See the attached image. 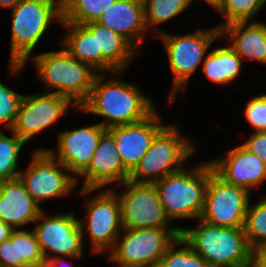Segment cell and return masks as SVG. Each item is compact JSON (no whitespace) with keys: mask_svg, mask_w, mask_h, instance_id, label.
<instances>
[{"mask_svg":"<svg viewBox=\"0 0 266 267\" xmlns=\"http://www.w3.org/2000/svg\"><path fill=\"white\" fill-rule=\"evenodd\" d=\"M249 203V192L225 182L210 164V177L200 219L224 228L243 227Z\"/></svg>","mask_w":266,"mask_h":267,"instance_id":"ba28073f","label":"cell"},{"mask_svg":"<svg viewBox=\"0 0 266 267\" xmlns=\"http://www.w3.org/2000/svg\"><path fill=\"white\" fill-rule=\"evenodd\" d=\"M116 0H62V21L85 25L97 21Z\"/></svg>","mask_w":266,"mask_h":267,"instance_id":"d4e9b609","label":"cell"},{"mask_svg":"<svg viewBox=\"0 0 266 267\" xmlns=\"http://www.w3.org/2000/svg\"><path fill=\"white\" fill-rule=\"evenodd\" d=\"M243 230L253 251L266 246V198L248 205Z\"/></svg>","mask_w":266,"mask_h":267,"instance_id":"484cf974","label":"cell"},{"mask_svg":"<svg viewBox=\"0 0 266 267\" xmlns=\"http://www.w3.org/2000/svg\"><path fill=\"white\" fill-rule=\"evenodd\" d=\"M245 116L257 132L266 131V95L250 100L245 109Z\"/></svg>","mask_w":266,"mask_h":267,"instance_id":"d6a6232c","label":"cell"},{"mask_svg":"<svg viewBox=\"0 0 266 267\" xmlns=\"http://www.w3.org/2000/svg\"><path fill=\"white\" fill-rule=\"evenodd\" d=\"M183 228H123V240L114 244L110 260L120 267H158Z\"/></svg>","mask_w":266,"mask_h":267,"instance_id":"52a82bcc","label":"cell"},{"mask_svg":"<svg viewBox=\"0 0 266 267\" xmlns=\"http://www.w3.org/2000/svg\"><path fill=\"white\" fill-rule=\"evenodd\" d=\"M84 26L96 34L97 53H102V71L121 73L138 53L125 38L100 23L94 21Z\"/></svg>","mask_w":266,"mask_h":267,"instance_id":"44dd1931","label":"cell"},{"mask_svg":"<svg viewBox=\"0 0 266 267\" xmlns=\"http://www.w3.org/2000/svg\"><path fill=\"white\" fill-rule=\"evenodd\" d=\"M63 262H65V261H63V260L60 261V259H58L57 257L56 258L52 257L49 260H45L43 267H61L60 264L63 263Z\"/></svg>","mask_w":266,"mask_h":267,"instance_id":"74e56055","label":"cell"},{"mask_svg":"<svg viewBox=\"0 0 266 267\" xmlns=\"http://www.w3.org/2000/svg\"><path fill=\"white\" fill-rule=\"evenodd\" d=\"M69 103H73L69 98L54 93L23 96L11 131L26 143L59 116L68 114Z\"/></svg>","mask_w":266,"mask_h":267,"instance_id":"7c38bea8","label":"cell"},{"mask_svg":"<svg viewBox=\"0 0 266 267\" xmlns=\"http://www.w3.org/2000/svg\"><path fill=\"white\" fill-rule=\"evenodd\" d=\"M22 0H0V7L6 8H14L16 7Z\"/></svg>","mask_w":266,"mask_h":267,"instance_id":"f35d334b","label":"cell"},{"mask_svg":"<svg viewBox=\"0 0 266 267\" xmlns=\"http://www.w3.org/2000/svg\"><path fill=\"white\" fill-rule=\"evenodd\" d=\"M146 28L163 23L184 11L192 0H142Z\"/></svg>","mask_w":266,"mask_h":267,"instance_id":"4316f807","label":"cell"},{"mask_svg":"<svg viewBox=\"0 0 266 267\" xmlns=\"http://www.w3.org/2000/svg\"><path fill=\"white\" fill-rule=\"evenodd\" d=\"M129 175L122 164L114 136L106 130L101 136L88 169L82 174L85 184L81 192L88 194L111 182L125 183Z\"/></svg>","mask_w":266,"mask_h":267,"instance_id":"e0dca14e","label":"cell"},{"mask_svg":"<svg viewBox=\"0 0 266 267\" xmlns=\"http://www.w3.org/2000/svg\"><path fill=\"white\" fill-rule=\"evenodd\" d=\"M13 230L14 228L0 220V243L10 238Z\"/></svg>","mask_w":266,"mask_h":267,"instance_id":"8d00e7d4","label":"cell"},{"mask_svg":"<svg viewBox=\"0 0 266 267\" xmlns=\"http://www.w3.org/2000/svg\"><path fill=\"white\" fill-rule=\"evenodd\" d=\"M107 130L101 124L64 132L58 138V156L47 150L68 171L82 175L89 167L102 134Z\"/></svg>","mask_w":266,"mask_h":267,"instance_id":"2e32d148","label":"cell"},{"mask_svg":"<svg viewBox=\"0 0 266 267\" xmlns=\"http://www.w3.org/2000/svg\"><path fill=\"white\" fill-rule=\"evenodd\" d=\"M182 169L154 183L167 217L200 218L210 177V163Z\"/></svg>","mask_w":266,"mask_h":267,"instance_id":"277c9868","label":"cell"},{"mask_svg":"<svg viewBox=\"0 0 266 267\" xmlns=\"http://www.w3.org/2000/svg\"><path fill=\"white\" fill-rule=\"evenodd\" d=\"M242 146L266 164V131H255Z\"/></svg>","mask_w":266,"mask_h":267,"instance_id":"e575fe53","label":"cell"},{"mask_svg":"<svg viewBox=\"0 0 266 267\" xmlns=\"http://www.w3.org/2000/svg\"><path fill=\"white\" fill-rule=\"evenodd\" d=\"M123 184L126 191L118 196L123 228H171L167 227L169 218L159 199L155 184L128 180Z\"/></svg>","mask_w":266,"mask_h":267,"instance_id":"30bf717a","label":"cell"},{"mask_svg":"<svg viewBox=\"0 0 266 267\" xmlns=\"http://www.w3.org/2000/svg\"><path fill=\"white\" fill-rule=\"evenodd\" d=\"M58 166L68 171L47 150L42 149L35 152L25 173H19L27 192L38 205L45 199L67 195L74 187L75 176L60 171Z\"/></svg>","mask_w":266,"mask_h":267,"instance_id":"8fae6325","label":"cell"},{"mask_svg":"<svg viewBox=\"0 0 266 267\" xmlns=\"http://www.w3.org/2000/svg\"><path fill=\"white\" fill-rule=\"evenodd\" d=\"M206 3L213 6V8H216L217 11L221 12L223 9V5L225 0H204Z\"/></svg>","mask_w":266,"mask_h":267,"instance_id":"ab89813d","label":"cell"},{"mask_svg":"<svg viewBox=\"0 0 266 267\" xmlns=\"http://www.w3.org/2000/svg\"><path fill=\"white\" fill-rule=\"evenodd\" d=\"M42 212L20 178L0 182V220L14 229L37 221Z\"/></svg>","mask_w":266,"mask_h":267,"instance_id":"d6986e66","label":"cell"},{"mask_svg":"<svg viewBox=\"0 0 266 267\" xmlns=\"http://www.w3.org/2000/svg\"><path fill=\"white\" fill-rule=\"evenodd\" d=\"M13 138L7 137L0 130V182L19 177L16 171L18 154L25 142L12 132Z\"/></svg>","mask_w":266,"mask_h":267,"instance_id":"83f0119b","label":"cell"},{"mask_svg":"<svg viewBox=\"0 0 266 267\" xmlns=\"http://www.w3.org/2000/svg\"><path fill=\"white\" fill-rule=\"evenodd\" d=\"M210 164L225 182L242 187L248 192L266 179V164L242 145L231 150L224 159L212 161Z\"/></svg>","mask_w":266,"mask_h":267,"instance_id":"ac0fdd59","label":"cell"},{"mask_svg":"<svg viewBox=\"0 0 266 267\" xmlns=\"http://www.w3.org/2000/svg\"><path fill=\"white\" fill-rule=\"evenodd\" d=\"M96 22L121 35L134 48L138 45L134 40L141 42L147 30L142 0H116Z\"/></svg>","mask_w":266,"mask_h":267,"instance_id":"ffe728a7","label":"cell"},{"mask_svg":"<svg viewBox=\"0 0 266 267\" xmlns=\"http://www.w3.org/2000/svg\"><path fill=\"white\" fill-rule=\"evenodd\" d=\"M180 237L209 267H252L253 250L243 227L214 226L199 218L196 229H182Z\"/></svg>","mask_w":266,"mask_h":267,"instance_id":"7a4b0ae2","label":"cell"},{"mask_svg":"<svg viewBox=\"0 0 266 267\" xmlns=\"http://www.w3.org/2000/svg\"><path fill=\"white\" fill-rule=\"evenodd\" d=\"M266 3V0H225L222 14H225L227 22H248L250 18Z\"/></svg>","mask_w":266,"mask_h":267,"instance_id":"4dcf8cb0","label":"cell"},{"mask_svg":"<svg viewBox=\"0 0 266 267\" xmlns=\"http://www.w3.org/2000/svg\"><path fill=\"white\" fill-rule=\"evenodd\" d=\"M25 261H18L17 230L14 229L9 239L0 243V267H26Z\"/></svg>","mask_w":266,"mask_h":267,"instance_id":"836d02e7","label":"cell"},{"mask_svg":"<svg viewBox=\"0 0 266 267\" xmlns=\"http://www.w3.org/2000/svg\"><path fill=\"white\" fill-rule=\"evenodd\" d=\"M33 60L47 87L58 89L51 93L69 98L78 108L87 100L96 77L89 65L74 59L65 49L43 53Z\"/></svg>","mask_w":266,"mask_h":267,"instance_id":"5b68a950","label":"cell"},{"mask_svg":"<svg viewBox=\"0 0 266 267\" xmlns=\"http://www.w3.org/2000/svg\"><path fill=\"white\" fill-rule=\"evenodd\" d=\"M60 23L71 29L62 42L65 51L74 59L89 65L94 72L102 71V53H97L96 34L82 24Z\"/></svg>","mask_w":266,"mask_h":267,"instance_id":"603a6c76","label":"cell"},{"mask_svg":"<svg viewBox=\"0 0 266 267\" xmlns=\"http://www.w3.org/2000/svg\"><path fill=\"white\" fill-rule=\"evenodd\" d=\"M62 21V0H22L12 9V72H19L53 18Z\"/></svg>","mask_w":266,"mask_h":267,"instance_id":"3957f363","label":"cell"},{"mask_svg":"<svg viewBox=\"0 0 266 267\" xmlns=\"http://www.w3.org/2000/svg\"><path fill=\"white\" fill-rule=\"evenodd\" d=\"M234 22L218 26L220 34L233 40L231 48L242 58L247 57L266 63V24ZM246 27V28H245Z\"/></svg>","mask_w":266,"mask_h":267,"instance_id":"7402d4cb","label":"cell"},{"mask_svg":"<svg viewBox=\"0 0 266 267\" xmlns=\"http://www.w3.org/2000/svg\"><path fill=\"white\" fill-rule=\"evenodd\" d=\"M23 95L10 90L0 82V123L6 122L10 130L14 126Z\"/></svg>","mask_w":266,"mask_h":267,"instance_id":"1f68e13d","label":"cell"},{"mask_svg":"<svg viewBox=\"0 0 266 267\" xmlns=\"http://www.w3.org/2000/svg\"><path fill=\"white\" fill-rule=\"evenodd\" d=\"M154 110L146 119L107 128L114 136L124 168L131 173L150 148L153 139L165 127Z\"/></svg>","mask_w":266,"mask_h":267,"instance_id":"9a60e30c","label":"cell"},{"mask_svg":"<svg viewBox=\"0 0 266 267\" xmlns=\"http://www.w3.org/2000/svg\"><path fill=\"white\" fill-rule=\"evenodd\" d=\"M18 261L29 266L43 267L45 258L34 231L17 230Z\"/></svg>","mask_w":266,"mask_h":267,"instance_id":"f546056e","label":"cell"},{"mask_svg":"<svg viewBox=\"0 0 266 267\" xmlns=\"http://www.w3.org/2000/svg\"><path fill=\"white\" fill-rule=\"evenodd\" d=\"M158 32L159 37L166 45L170 69L174 76L175 85L173 94L170 96V102H173L176 90L182 88L184 83L186 84L211 43L221 36L220 29L216 27L212 30H198L196 33L186 36H172L161 31Z\"/></svg>","mask_w":266,"mask_h":267,"instance_id":"9c48e42d","label":"cell"},{"mask_svg":"<svg viewBox=\"0 0 266 267\" xmlns=\"http://www.w3.org/2000/svg\"><path fill=\"white\" fill-rule=\"evenodd\" d=\"M252 267H266V246L253 251Z\"/></svg>","mask_w":266,"mask_h":267,"instance_id":"d590c367","label":"cell"},{"mask_svg":"<svg viewBox=\"0 0 266 267\" xmlns=\"http://www.w3.org/2000/svg\"><path fill=\"white\" fill-rule=\"evenodd\" d=\"M103 77L96 74L89 97L79 107L85 112L109 119L108 123H100L103 127L136 123L155 110L152 101L135 85L115 79L102 83Z\"/></svg>","mask_w":266,"mask_h":267,"instance_id":"6da1fadb","label":"cell"},{"mask_svg":"<svg viewBox=\"0 0 266 267\" xmlns=\"http://www.w3.org/2000/svg\"><path fill=\"white\" fill-rule=\"evenodd\" d=\"M241 57L229 46L211 51L204 60L203 71L214 83L226 84L234 80L241 69Z\"/></svg>","mask_w":266,"mask_h":267,"instance_id":"cb8c5ba5","label":"cell"},{"mask_svg":"<svg viewBox=\"0 0 266 267\" xmlns=\"http://www.w3.org/2000/svg\"><path fill=\"white\" fill-rule=\"evenodd\" d=\"M183 248L175 250V245ZM158 267H209L207 262L179 237L161 258Z\"/></svg>","mask_w":266,"mask_h":267,"instance_id":"f1b7e54d","label":"cell"},{"mask_svg":"<svg viewBox=\"0 0 266 267\" xmlns=\"http://www.w3.org/2000/svg\"><path fill=\"white\" fill-rule=\"evenodd\" d=\"M186 141L175 126H165L130 173L128 181L154 184L182 170V163L194 151V147Z\"/></svg>","mask_w":266,"mask_h":267,"instance_id":"8992f818","label":"cell"},{"mask_svg":"<svg viewBox=\"0 0 266 267\" xmlns=\"http://www.w3.org/2000/svg\"><path fill=\"white\" fill-rule=\"evenodd\" d=\"M87 232L94 252L114 248L121 224L120 202L111 190L102 192L87 203Z\"/></svg>","mask_w":266,"mask_h":267,"instance_id":"5bb4252c","label":"cell"},{"mask_svg":"<svg viewBox=\"0 0 266 267\" xmlns=\"http://www.w3.org/2000/svg\"><path fill=\"white\" fill-rule=\"evenodd\" d=\"M39 218H43V222L33 231L45 260L50 259L46 250L80 258L83 250V226L81 221L72 214H57L47 218L44 217L43 211L40 213Z\"/></svg>","mask_w":266,"mask_h":267,"instance_id":"4fadbf2b","label":"cell"}]
</instances>
